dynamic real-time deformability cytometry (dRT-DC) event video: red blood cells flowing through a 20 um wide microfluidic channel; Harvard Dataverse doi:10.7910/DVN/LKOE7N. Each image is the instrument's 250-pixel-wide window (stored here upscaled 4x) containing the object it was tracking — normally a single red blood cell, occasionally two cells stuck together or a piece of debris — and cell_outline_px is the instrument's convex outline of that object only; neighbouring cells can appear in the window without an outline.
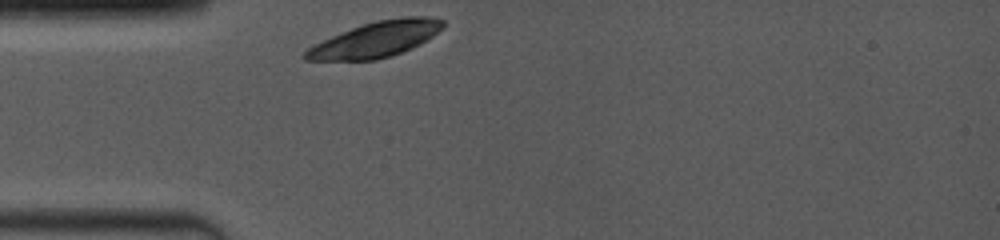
{"species": "common noctule bat (a hibernating species)", "species_latin": "Nyctalus noctula", "temperature_condition": "room temperature", "stored_images_in_passage": 9, "camera_frame_rate_fps": 4000, "um_per_image_px": 0.085, "animal": {"sex": "female", "body_mass_g": 19.0, "forearm_length_mm": 53.3}, "frame": {"image": 1, "passage_image": 1, "time_ms": 0.0, "image_size_px": [1000, 240], "cell_outline_px": [[444, 28], [420, 44], [412, 48], [376, 60], [304, 60], [300, 56], [308, 48], [332, 36], [352, 28], [376, 20], [404, 16], [432, 16], [444, 20]], "centroid_in_image_um": [31.97, 3.34], "position_along_channel_um": 53.0, "area_um2": 28.32}}
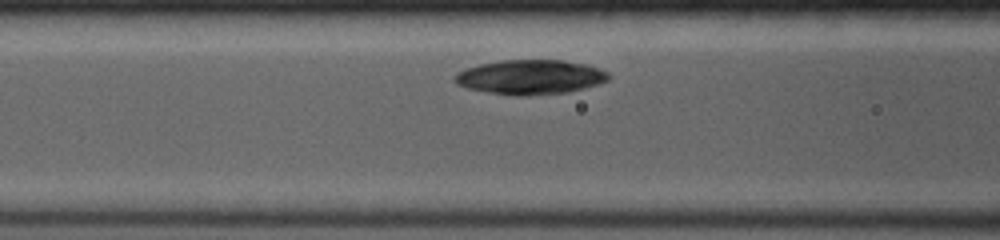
{"frame": {"image": 2, "passage_image": 6, "time_ms": 2.0, "image_size_px": [1000, 240], "cell_outline_px": [[608, 80], [600, 84], [568, 92], [528, 96], [516, 96], [488, 92], [468, 88], [456, 84], [456, 72], [464, 68], [480, 64], [500, 60], [564, 60], [584, 64], [600, 68], [608, 72]], "centroid_in_image_um": [45.08, 6.55], "position_along_channel_um": 121.5, "area_um2": 31.04}}
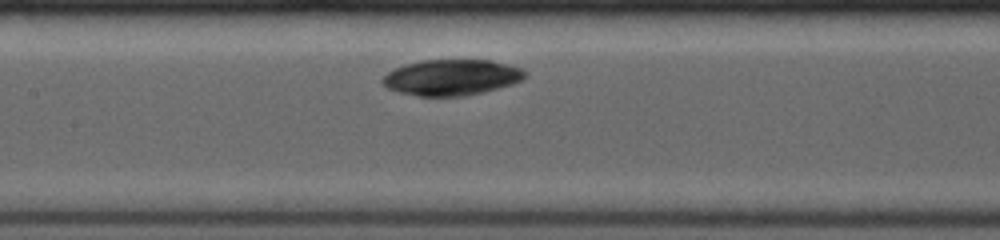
{"frame": {"image": 3, "passage_image": 9, "time_ms": 3.25, "image_size_px": [1000, 240], "cell_outline_px": [[528, 76], [524, 80], [512, 84], [484, 92], [468, 96], [416, 96], [400, 92], [388, 88], [380, 80], [388, 72], [404, 64], [424, 60], [492, 60], [508, 64], [520, 68], [528, 72]], "centroid_in_image_um": [38.43, 6.58], "position_along_channel_um": 169.0, "area_um2": 30.0}}